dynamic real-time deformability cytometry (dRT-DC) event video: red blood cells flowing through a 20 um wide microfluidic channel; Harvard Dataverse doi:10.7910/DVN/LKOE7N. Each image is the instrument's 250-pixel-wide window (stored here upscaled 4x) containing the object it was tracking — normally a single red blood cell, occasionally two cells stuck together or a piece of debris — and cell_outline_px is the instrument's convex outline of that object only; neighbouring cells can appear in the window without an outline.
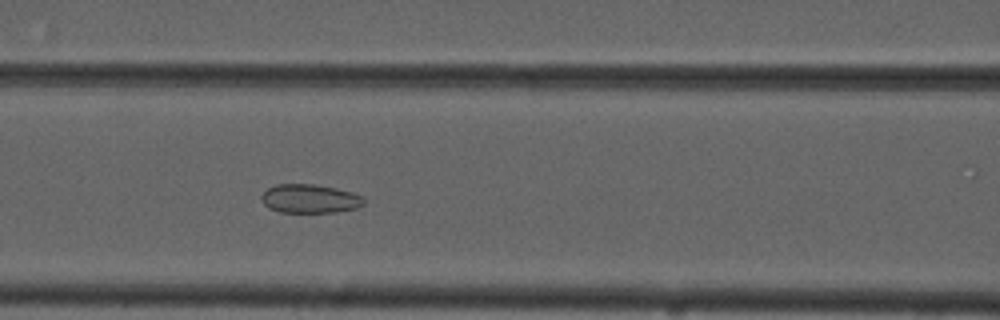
{"species": "common noctule bat (a hibernating species)", "species_latin": "Nyctalus noctula", "temperature_condition": "cold", "stored_images_in_passage": 15, "camera_frame_rate_fps": 3000, "um_per_image_px": 0.085, "animal": {"sex": "male", "forearm_length_mm": 52.5}, "frame": {"image": 1, "passage_image": 11, "time_ms": 3.333, "image_size_px": [1000, 320], "cell_outline_px": [[364, 204], [356, 208], [336, 212], [280, 212], [268, 208], [260, 200], [260, 196], [268, 188], [276, 184], [312, 184], [336, 188], [352, 192], [364, 196]], "centroid_in_image_um": [26.33, 16.89], "position_along_channel_um": 140.3, "area_um2": 17.28}}
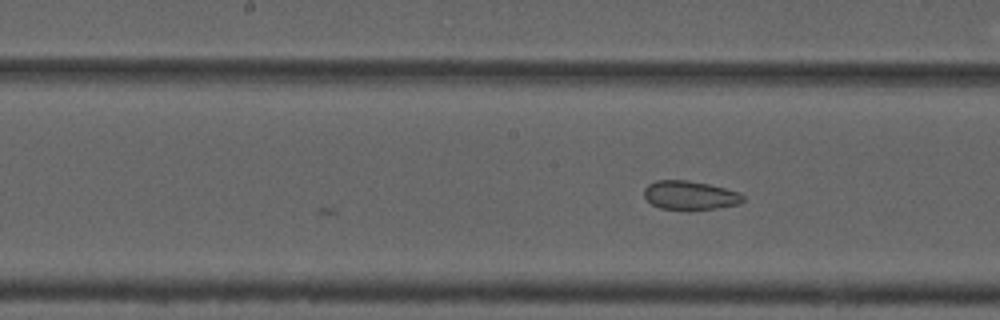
{"frame": {"image": 2, "passage_image": 15, "time_ms": 4.667, "image_size_px": [1000, 320], "cell_outline_px": [[744, 200], [740, 204], [716, 208], [660, 208], [652, 204], [644, 196], [644, 188], [648, 184], [656, 180], [688, 180], [708, 184], [740, 192], [744, 196]], "centroid_in_image_um": [58.66, 16.57], "position_along_channel_um": 189.5, "area_um2": 16.3}}